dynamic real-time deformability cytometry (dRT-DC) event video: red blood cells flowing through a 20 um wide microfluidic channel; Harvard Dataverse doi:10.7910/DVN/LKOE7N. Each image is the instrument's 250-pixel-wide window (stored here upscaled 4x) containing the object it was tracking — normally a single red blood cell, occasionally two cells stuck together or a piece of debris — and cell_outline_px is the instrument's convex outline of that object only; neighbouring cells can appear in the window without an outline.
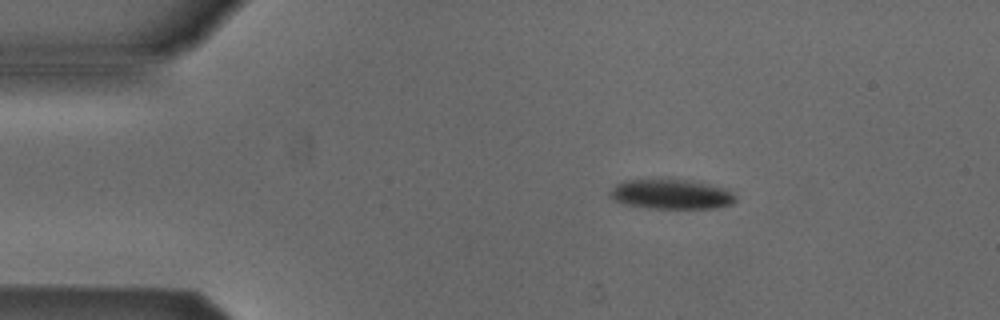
{"species": "Egyptian fruit bat (a non-hibernating species)", "species_latin": "Rousettus aegyptiacus", "temperature_condition": "cold", "stored_images_in_passage": 5, "camera_frame_rate_fps": 3000, "um_per_image_px": 0.085, "animal": {"sex": "male"}, "frame": {"image": 1, "passage_image": 1, "time_ms": 0.0, "image_size_px": [1000, 320], "cell_outline_px": [[736, 200], [732, 204], [716, 208], [652, 208], [628, 204], [616, 200], [608, 196], [608, 192], [616, 184], [624, 180], [656, 176], [664, 176], [696, 180], [728, 188], [736, 196]], "centroid_in_image_um": [57.07, 16.43], "position_along_channel_um": 27.9, "area_um2": 23.0}}
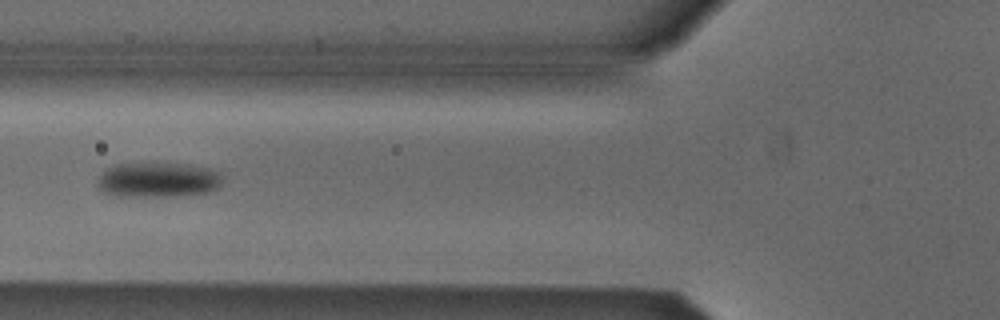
{"frame": {"image": 2, "passage_image": 4, "time_ms": 3.667, "image_size_px": [1000, 320], "cell_outline_px": [[220, 184], [216, 188], [208, 192], [176, 196], [116, 196], [104, 192], [96, 184], [100, 176], [108, 168], [116, 164], [148, 160], [156, 160], [188, 164], [212, 168], [220, 172]], "centroid_in_image_um": [13.42, 15.23], "position_along_channel_um": 112.4, "area_um2": 26.36}}
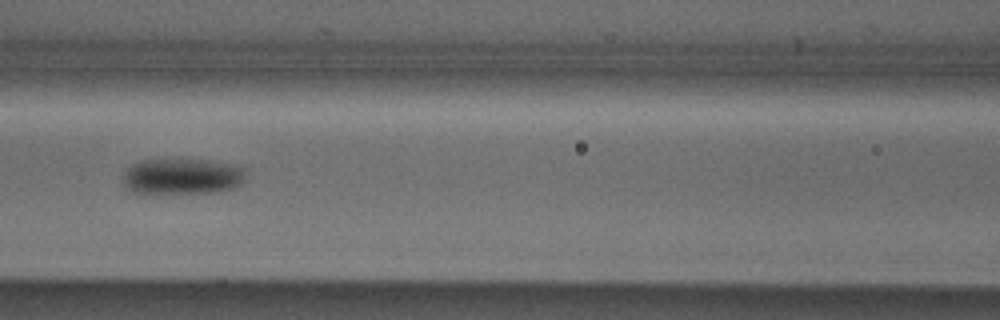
{"frame": {"image": 3, "passage_image": 5, "time_ms": 4.667, "image_size_px": [1000, 320], "cell_outline_px": [[244, 180], [240, 184], [232, 188], [216, 192], [152, 196], [148, 196], [132, 192], [124, 184], [124, 172], [132, 164], [140, 160], [172, 156], [176, 156], [212, 160], [232, 164], [244, 168]], "centroid_in_image_um": [15.42, 14.98], "position_along_channel_um": 151.2, "area_um2": 27.63}}